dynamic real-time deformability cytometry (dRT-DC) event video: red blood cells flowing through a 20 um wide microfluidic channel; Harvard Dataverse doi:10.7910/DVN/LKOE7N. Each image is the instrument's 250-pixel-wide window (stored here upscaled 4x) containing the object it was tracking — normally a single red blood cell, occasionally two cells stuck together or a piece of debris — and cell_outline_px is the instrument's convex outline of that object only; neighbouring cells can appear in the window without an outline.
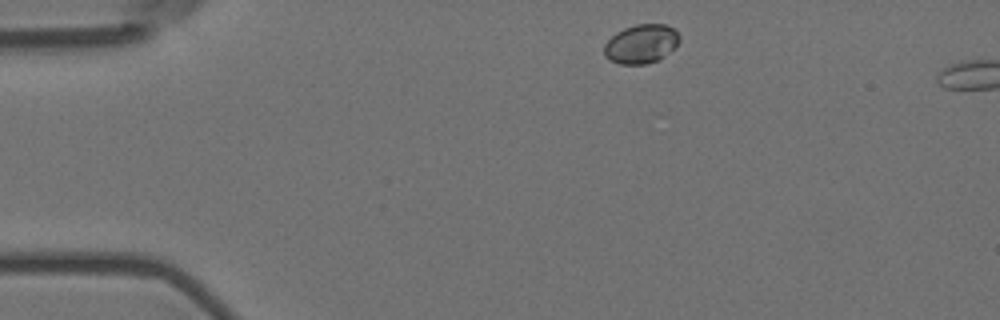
{"species": "Egyptian fruit bat (a non-hibernating species)", "species_latin": "Rousettus aegyptiacus", "temperature_condition": "room temperature", "stored_images_in_passage": 2, "segment_of_instrument_passage": [1, 2], "camera_frame_rate_fps": 3000, "um_per_image_px": 0.085, "animal": {"sex": "female"}, "frame": {"image": 1, "passage_image": 1, "time_ms": 0.0, "image_size_px": [1000, 320], "cell_outline_px": [[680, 40], [676, 48], [660, 60], [644, 64], [620, 64], [608, 60], [604, 56], [604, 44], [616, 32], [624, 28], [636, 24], [664, 24], [672, 28], [680, 36]], "centroid_in_image_um": [54.5, 3.74], "position_along_channel_um": 30.5, "area_um2": 17.34}}